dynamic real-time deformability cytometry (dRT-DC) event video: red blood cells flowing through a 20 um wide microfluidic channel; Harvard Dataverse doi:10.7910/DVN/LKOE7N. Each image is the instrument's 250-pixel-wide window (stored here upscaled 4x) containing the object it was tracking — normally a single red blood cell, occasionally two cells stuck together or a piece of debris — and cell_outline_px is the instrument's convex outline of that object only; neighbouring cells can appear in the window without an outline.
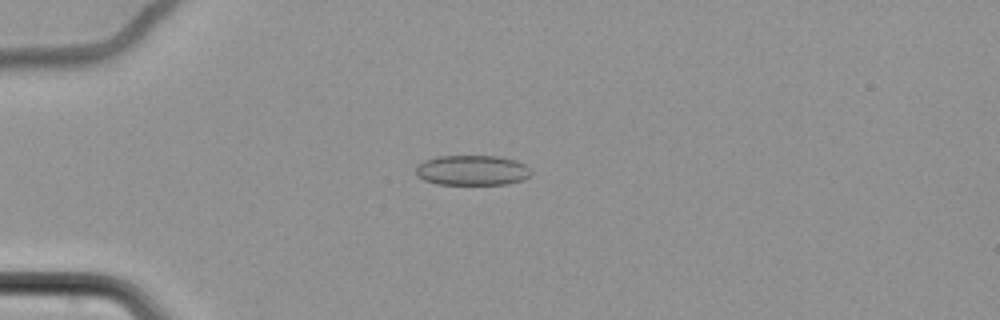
{"species": "common noctule bat (a hibernating species)", "species_latin": "Nyctalus noctula", "temperature_condition": "cold", "stored_images_in_passage": 37, "camera_frame_rate_fps": 3000, "um_per_image_px": 0.085, "animal": {"sex": "female", "body_mass_g": 22.7, "forearm_length_mm": 54.2}, "frame": {"image": 1, "passage_image": 2, "time_ms": 0.333, "image_size_px": [1000, 320], "cell_outline_px": [[532, 172], [528, 176], [520, 180], [508, 184], [436, 184], [424, 180], [416, 176], [416, 164], [424, 160], [440, 156], [500, 156], [516, 160], [524, 164]], "centroid_in_image_um": [40.09, 14.47], "position_along_channel_um": 44.9, "area_um2": 20.29}}
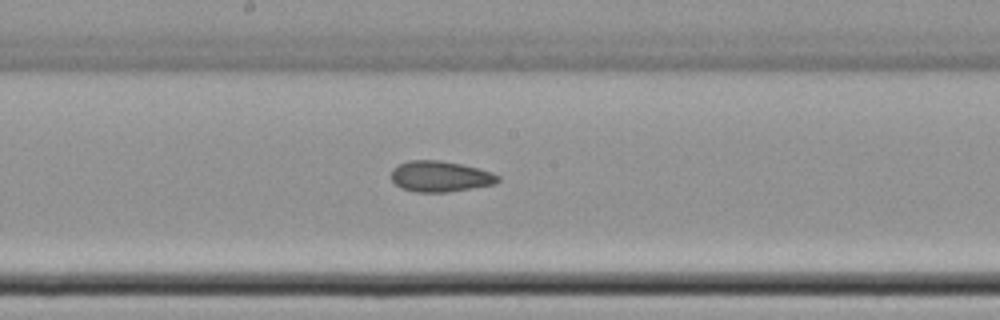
{"frame": {"image": 2, "passage_image": 19, "time_ms": 6.0, "image_size_px": [1000, 320], "cell_outline_px": [[500, 180], [496, 184], [448, 192], [416, 192], [400, 188], [392, 180], [392, 168], [396, 164], [408, 160], [440, 160], [460, 164], [492, 172], [500, 176]], "centroid_in_image_um": [37.4, 14.99], "position_along_channel_um": 210.8, "area_um2": 19.31}}
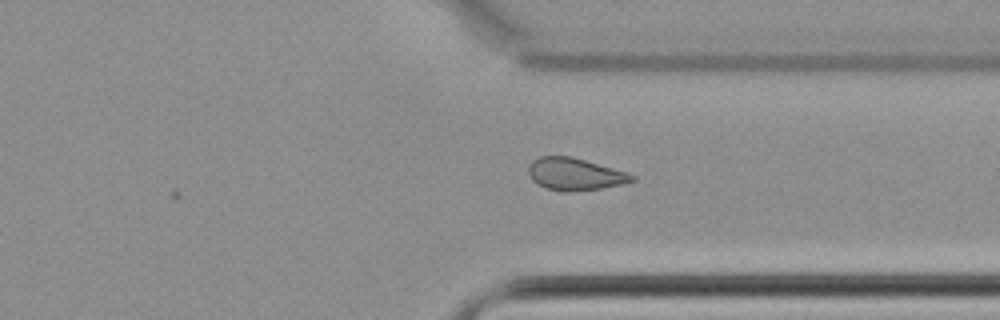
{"frame": {"image": 3, "passage_image": 32, "time_ms": 10.333, "image_size_px": [1000, 320], "cell_outline_px": [[636, 180], [624, 184], [600, 188], [568, 192], [564, 192], [544, 188], [536, 184], [532, 180], [528, 172], [528, 168], [532, 160], [540, 156], [572, 156], [628, 172], [636, 176]], "centroid_in_image_um": [48.87, 14.8], "position_along_channel_um": 362.5, "area_um2": 19.71}, "authors_computed_cell_mechanics": {"area_um2": 19.363, "velocity_mm_per_s": 3.4856, "shape_relaxation_time_tau1_ms": null, "shape_relaxation_time_tau2_ms": 3.1648, "deformation_change_tau1": null, "deformation_change_tau2": 0.0799}}